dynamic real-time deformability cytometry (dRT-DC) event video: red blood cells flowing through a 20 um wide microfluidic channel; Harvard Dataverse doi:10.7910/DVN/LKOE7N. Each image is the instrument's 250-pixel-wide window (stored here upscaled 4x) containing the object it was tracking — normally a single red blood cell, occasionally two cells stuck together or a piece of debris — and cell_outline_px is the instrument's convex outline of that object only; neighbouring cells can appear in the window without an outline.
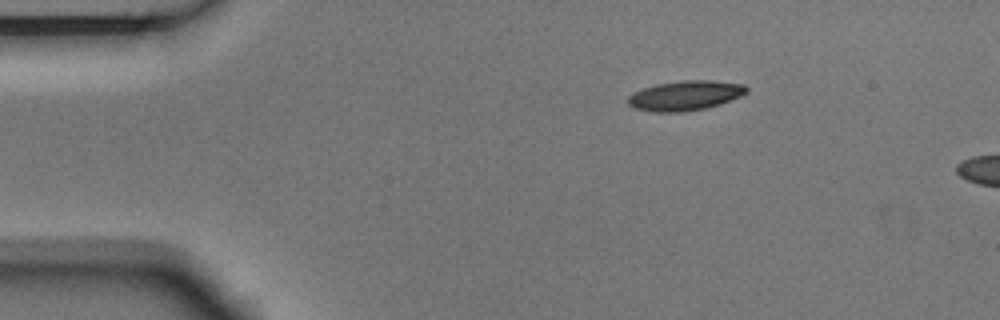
{"species": "Egyptian fruit bat (a non-hibernating species)", "species_latin": "Rousettus aegyptiacus", "temperature_condition": "room temperature", "stored_images_in_passage": 4, "camera_frame_rate_fps": 3000, "um_per_image_px": 0.085, "animal": {"sex": "male"}, "frame": {"image": 1, "passage_image": 1, "time_ms": 0.0, "image_size_px": [1000, 320], "cell_outline_px": [[748, 92], [740, 96], [720, 104], [704, 108], [684, 112], [652, 112], [632, 108], [628, 104], [628, 96], [632, 92], [656, 84], [680, 80], [712, 80], [744, 84], [748, 88]], "centroid_in_image_um": [58.22, 8.12], "position_along_channel_um": 26.8, "area_um2": 20.75}}